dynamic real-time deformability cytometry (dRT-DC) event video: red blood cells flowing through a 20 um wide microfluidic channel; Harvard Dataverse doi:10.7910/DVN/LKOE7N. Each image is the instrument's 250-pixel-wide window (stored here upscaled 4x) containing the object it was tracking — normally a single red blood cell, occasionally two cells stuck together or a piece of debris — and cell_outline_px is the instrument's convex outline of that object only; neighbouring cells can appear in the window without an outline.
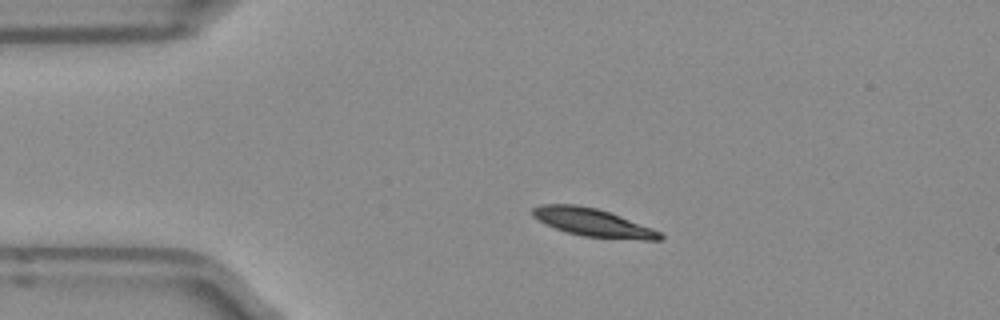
{"species": "Egyptian fruit bat (a non-hibernating species)", "species_latin": "Rousettus aegyptiacus", "temperature_condition": "room temperature", "stored_images_in_passage": 3, "camera_frame_rate_fps": 3000, "um_per_image_px": 0.085, "frame": {"image": 1, "passage_image": 1, "time_ms": 0.0, "image_size_px": [1000, 320], "cell_outline_px": [[664, 240], [644, 240], [584, 236], [568, 232], [556, 228], [532, 216], [532, 208], [540, 204], [576, 204], [596, 208], [620, 216], [652, 228], [660, 232], [664, 236]], "centroid_in_image_um": [50.41, 18.91], "position_along_channel_um": 34.6, "area_um2": 20.46}}
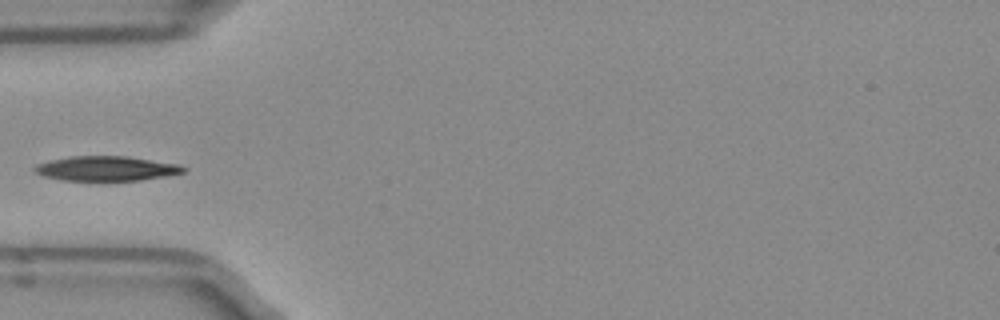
{"frame": {"image": 2, "passage_image": 3, "time_ms": 0.667, "image_size_px": [1000, 320], "cell_outline_px": [[188, 168], [184, 172], [164, 176], [140, 180], [60, 180], [44, 176], [36, 172], [32, 168], [36, 164], [68, 156], [128, 156], [180, 164]], "centroid_in_image_um": [9.05, 14.31], "position_along_channel_um": 75.9, "area_um2": 21.39}}